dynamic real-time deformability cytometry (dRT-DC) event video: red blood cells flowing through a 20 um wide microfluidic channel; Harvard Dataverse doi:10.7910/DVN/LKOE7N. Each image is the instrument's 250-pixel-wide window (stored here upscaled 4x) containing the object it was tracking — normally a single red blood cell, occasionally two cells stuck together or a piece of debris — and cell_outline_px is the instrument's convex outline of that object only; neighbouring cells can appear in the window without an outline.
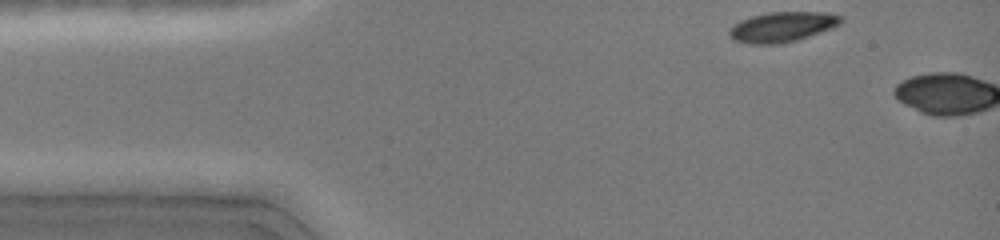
{"species": "common noctule bat (a hibernating species)", "species_latin": "Nyctalus noctula", "temperature_condition": "cold", "stored_images_in_passage": 3, "camera_frame_rate_fps": 3000, "um_per_image_px": 0.085, "animal": {"sex": "female", "body_mass_g": 19.0, "forearm_length_mm": 51.5}, "frame": {"image": 1, "passage_image": 1, "time_ms": 0.0, "image_size_px": [1000, 240], "cell_outline_px": [[844, 20], [840, 24], [832, 28], [796, 40], [780, 44], [748, 44], [736, 40], [728, 36], [728, 32], [740, 20], [752, 16], [768, 12], [828, 12], [840, 16]], "centroid_in_image_um": [66.5, 2.28], "position_along_channel_um": 18.5, "area_um2": 19.48}}